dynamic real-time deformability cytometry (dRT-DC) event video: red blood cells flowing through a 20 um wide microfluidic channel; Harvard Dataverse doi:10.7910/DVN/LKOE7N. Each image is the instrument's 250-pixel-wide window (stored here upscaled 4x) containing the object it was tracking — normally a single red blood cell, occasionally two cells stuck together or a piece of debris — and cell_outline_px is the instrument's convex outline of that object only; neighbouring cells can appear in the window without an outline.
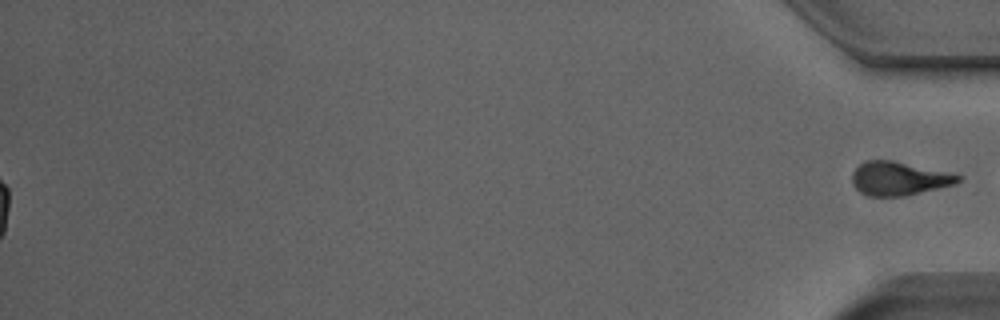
{"species": "Egyptian fruit bat (a non-hibernating species)", "species_latin": "Rousettus aegyptiacus", "temperature_condition": "room temperature", "stored_images_in_passage": 52, "segment_of_instrument_passage": [2, 2], "camera_frame_rate_fps": 3000, "um_per_image_px": 0.085, "animal": {"sex": "male"}, "frame": {"image": 1, "passage_image": 52, "time_ms": 17.0, "image_size_px": [1000, 320], "cell_outline_px": [[964, 176], [960, 180], [952, 184], [904, 196], [868, 196], [860, 192], [852, 184], [852, 172], [864, 160], [892, 160]], "centroid_in_image_um": [76.34, 15.17], "position_along_channel_um": 358.9, "area_um2": 20.46}}